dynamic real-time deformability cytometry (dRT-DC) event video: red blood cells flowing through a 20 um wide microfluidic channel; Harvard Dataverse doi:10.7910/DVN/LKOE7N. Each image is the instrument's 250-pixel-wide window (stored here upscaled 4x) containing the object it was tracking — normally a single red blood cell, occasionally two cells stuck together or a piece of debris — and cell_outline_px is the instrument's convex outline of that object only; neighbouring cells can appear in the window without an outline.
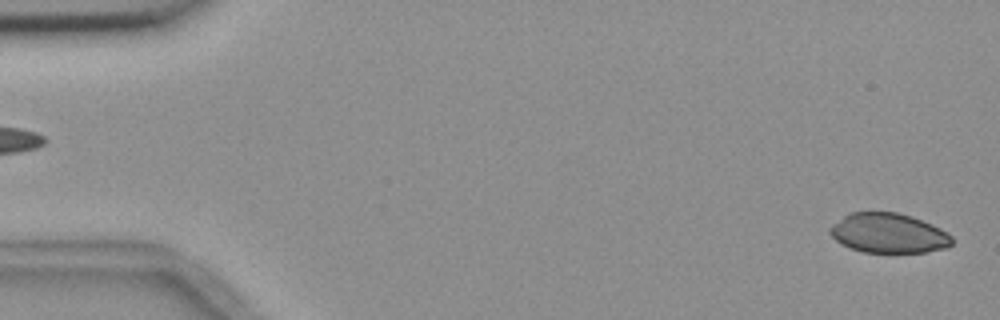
{"species": "common noctule bat (a hibernating species)", "species_latin": "Nyctalus noctula", "temperature_condition": "room temperature", "stored_images_in_passage": 6, "segment_of_instrument_passage": [2, 2], "camera_frame_rate_fps": 3000, "um_per_image_px": 0.085, "animal": {"sex": "female", "body_mass_g": 18.4}, "frame": {"image": 1, "passage_image": 6, "time_ms": 5.667, "image_size_px": [1000, 320], "cell_outline_px": [[952, 244], [948, 248], [924, 252], [864, 252], [840, 244], [828, 232], [828, 228], [832, 224], [848, 212], [896, 212], [912, 216], [932, 224], [948, 232], [952, 236]], "centroid_in_image_um": [75.52, 19.81], "position_along_channel_um": 9.5, "area_um2": 28.44}}